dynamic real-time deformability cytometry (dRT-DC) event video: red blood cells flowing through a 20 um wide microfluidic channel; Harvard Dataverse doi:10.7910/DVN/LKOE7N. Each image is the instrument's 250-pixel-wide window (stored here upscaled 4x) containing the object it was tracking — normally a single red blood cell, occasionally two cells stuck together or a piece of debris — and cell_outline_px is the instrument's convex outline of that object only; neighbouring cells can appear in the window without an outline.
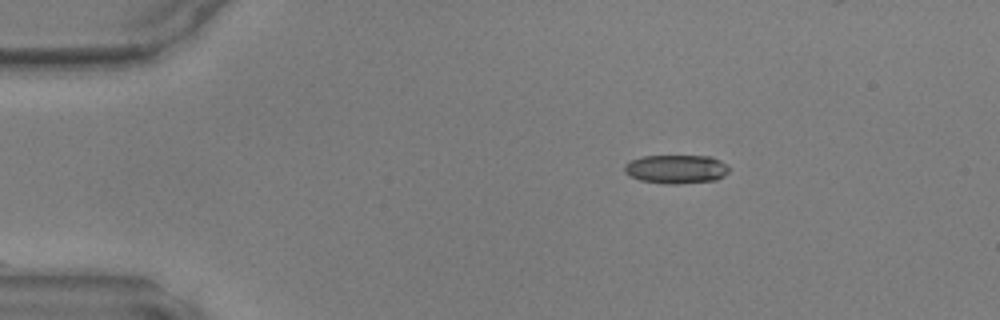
{"species": "common noctule bat (a hibernating species)", "species_latin": "Nyctalus noctula", "temperature_condition": "warm", "stored_images_in_passage": 40, "camera_frame_rate_fps": 3000, "um_per_image_px": 0.085, "animal": {"sex": "male", "body_mass_g": 17.9, "forearm_length_mm": 54.2}, "frame": {"image": 1, "passage_image": 1, "time_ms": 0.0, "image_size_px": [1000, 320], "cell_outline_px": [[728, 172], [724, 176], [716, 180], [680, 184], [668, 184], [640, 180], [628, 176], [624, 172], [624, 164], [632, 160], [644, 156], [712, 156], [728, 164]], "centroid_in_image_um": [57.48, 14.38], "position_along_channel_um": 27.5, "area_um2": 17.69}}
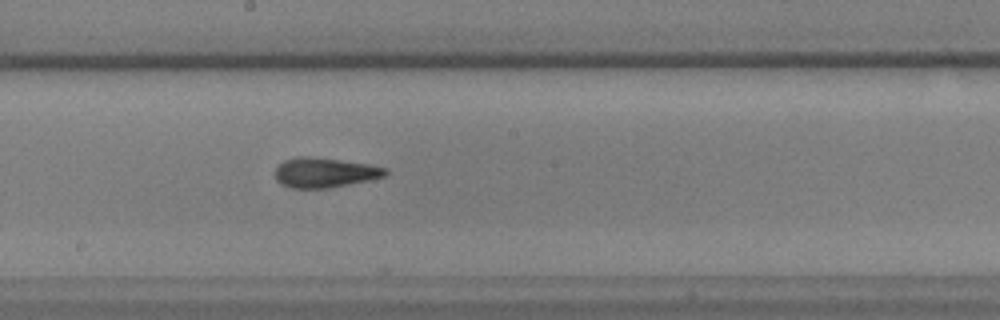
{"frame": {"image": 2, "passage_image": 19, "time_ms": 6.0, "image_size_px": [1000, 320], "cell_outline_px": [[388, 172], [384, 176], [372, 180], [328, 188], [292, 188], [280, 184], [276, 180], [276, 168], [284, 160], [296, 156], [308, 156], [372, 164], [388, 168]], "centroid_in_image_um": [27.63, 14.67], "position_along_channel_um": 220.6, "area_um2": 19.36}}
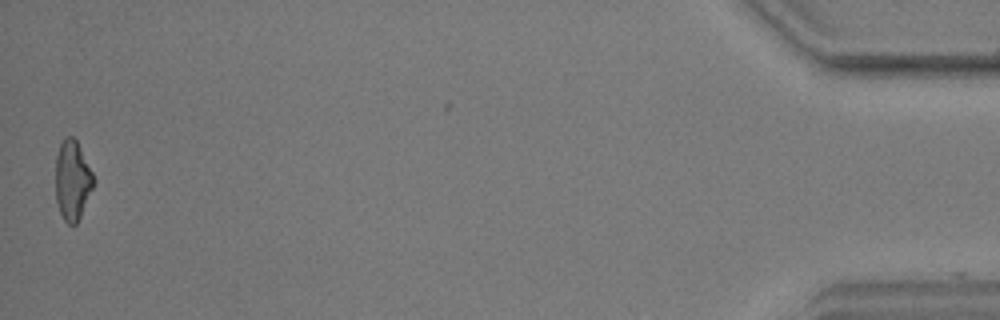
{"frame": {"image": 3, "passage_image": 40, "time_ms": 13.0, "image_size_px": [1000, 320], "cell_outline_px": [[96, 180], [80, 216], [76, 224], [68, 224], [64, 220], [60, 212], [56, 200], [56, 156], [60, 144], [64, 136], [72, 136], [76, 140]], "centroid_in_image_um": [6.15, 15.31], "position_along_channel_um": 429.0, "area_um2": 17.46}}